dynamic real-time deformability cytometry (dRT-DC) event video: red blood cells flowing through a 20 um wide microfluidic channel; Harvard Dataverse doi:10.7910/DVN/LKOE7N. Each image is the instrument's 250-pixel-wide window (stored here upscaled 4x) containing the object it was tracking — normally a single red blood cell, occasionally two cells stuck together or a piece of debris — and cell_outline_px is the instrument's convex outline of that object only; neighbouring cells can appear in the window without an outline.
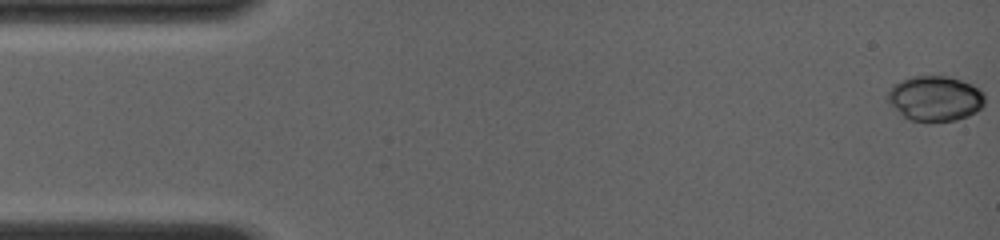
{"species": "common noctule bat (a hibernating species)", "species_latin": "Nyctalus noctula", "temperature_condition": "room temperature", "stored_images_in_passage": 18, "camera_frame_rate_fps": 4000, "um_per_image_px": 0.085, "animal": {"sex": "female", "body_mass_g": 19.0, "forearm_length_mm": 56.7}, "frame": {"image": 1, "passage_image": 1, "time_ms": 0.0, "image_size_px": [1000, 240], "cell_outline_px": [[984, 104], [976, 112], [968, 116], [956, 120], [928, 124], [924, 124], [908, 120], [888, 100], [888, 92], [892, 84], [916, 76], [944, 76], [960, 80], [972, 84], [984, 96]], "centroid_in_image_um": [79.48, 8.41], "position_along_channel_um": 5.5, "area_um2": 25.61}}
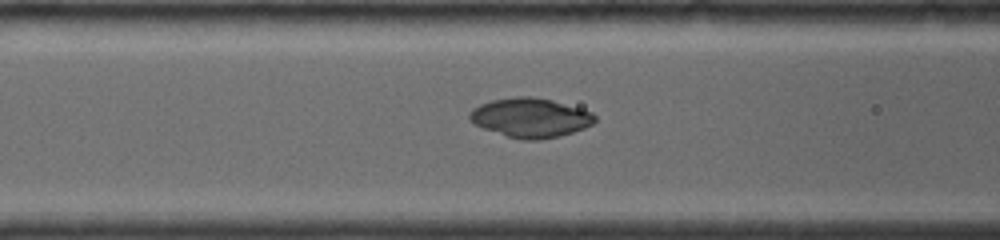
{"frame": {"image": 2, "passage_image": 16, "time_ms": 6.0, "image_size_px": [1000, 240], "cell_outline_px": [[596, 120], [592, 124], [584, 128], [560, 136], [540, 140], [520, 140], [484, 128], [476, 124], [468, 116], [468, 112], [472, 108], [480, 104], [492, 100], [516, 96], [532, 96], [552, 100], [580, 108], [592, 112], [596, 116]], "centroid_in_image_um": [45.1, 10.0], "position_along_channel_um": 121.5, "area_um2": 28.67}}
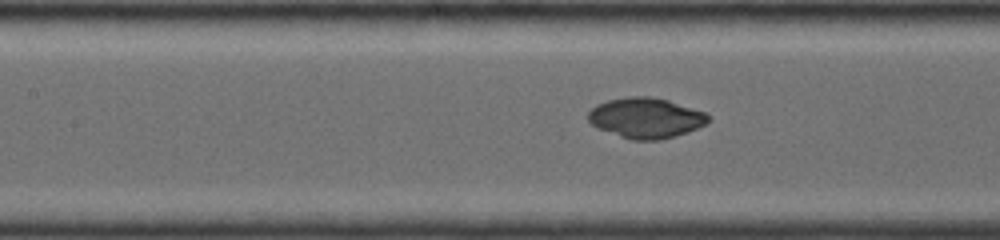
{"frame": {"image": 3, "passage_image": 18, "time_ms": 6.75, "image_size_px": [1000, 240], "cell_outline_px": [[708, 124], [688, 132], [660, 140], [632, 140], [596, 128], [588, 120], [588, 112], [596, 104], [608, 100], [628, 96], [648, 96], [668, 100], [704, 112], [708, 116]], "centroid_in_image_um": [54.87, 10.02], "position_along_channel_um": 152.5, "area_um2": 28.21}}